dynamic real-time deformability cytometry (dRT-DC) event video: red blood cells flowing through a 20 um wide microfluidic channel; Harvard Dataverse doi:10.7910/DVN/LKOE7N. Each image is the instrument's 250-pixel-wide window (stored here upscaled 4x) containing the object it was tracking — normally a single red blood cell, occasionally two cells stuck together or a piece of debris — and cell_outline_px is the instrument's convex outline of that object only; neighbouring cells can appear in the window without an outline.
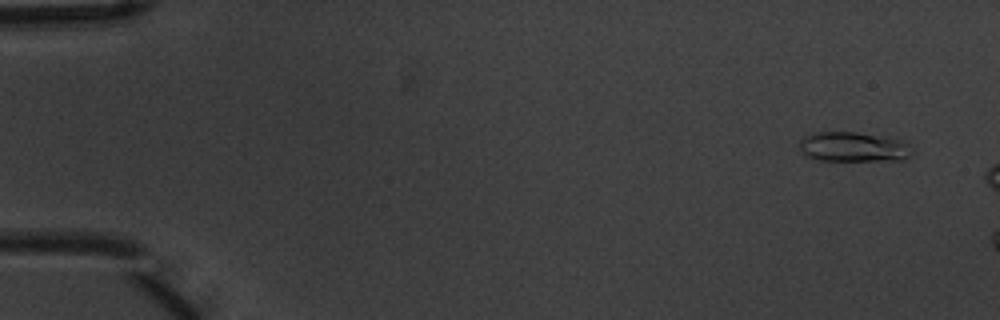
{"species": "common noctule bat (a hibernating species)", "species_latin": "Nyctalus noctula", "temperature_condition": "warm", "stored_images_in_passage": 3, "camera_frame_rate_fps": 3000, "um_per_image_px": 0.085, "animal": {"sex": "male", "body_mass_g": 20.1, "forearm_length_mm": 53.5}, "frame": {"image": 1, "passage_image": 1, "time_ms": 0.0, "image_size_px": [1000, 320], "cell_outline_px": [[916, 152], [904, 160], [816, 160], [804, 156], [800, 152], [800, 140], [804, 136], [816, 132], [856, 132], [888, 136], [912, 144]], "centroid_in_image_um": [72.6, 12.49], "position_along_channel_um": 12.4, "area_um2": 20.11}}